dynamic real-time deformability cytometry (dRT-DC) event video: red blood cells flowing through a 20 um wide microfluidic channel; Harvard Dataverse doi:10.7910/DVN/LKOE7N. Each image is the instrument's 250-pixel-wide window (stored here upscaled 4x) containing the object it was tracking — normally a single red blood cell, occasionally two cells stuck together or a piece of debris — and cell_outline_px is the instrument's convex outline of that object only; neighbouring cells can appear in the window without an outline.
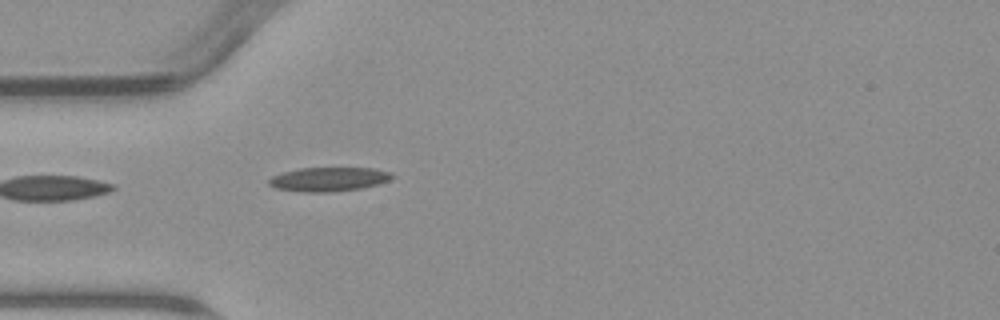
{"species": "common noctule bat (a hibernating species)", "species_latin": "Nyctalus noctula", "temperature_condition": "warm", "stored_images_in_passage": 2, "camera_frame_rate_fps": 3000, "um_per_image_px": 0.085, "animal": {"sex": "male", "body_mass_g": 23.1, "forearm_length_mm": 52.7}, "frame": {"image": 1, "passage_image": 2, "time_ms": 1.333, "image_size_px": [1000, 320], "cell_outline_px": [[396, 176], [388, 180], [376, 184], [360, 188], [324, 192], [304, 192], [276, 188], [268, 184], [268, 180], [272, 176], [284, 172], [300, 168], [376, 168], [392, 172]], "centroid_in_image_um": [27.95, 15.22], "position_along_channel_um": 57.0, "area_um2": 17.11}}